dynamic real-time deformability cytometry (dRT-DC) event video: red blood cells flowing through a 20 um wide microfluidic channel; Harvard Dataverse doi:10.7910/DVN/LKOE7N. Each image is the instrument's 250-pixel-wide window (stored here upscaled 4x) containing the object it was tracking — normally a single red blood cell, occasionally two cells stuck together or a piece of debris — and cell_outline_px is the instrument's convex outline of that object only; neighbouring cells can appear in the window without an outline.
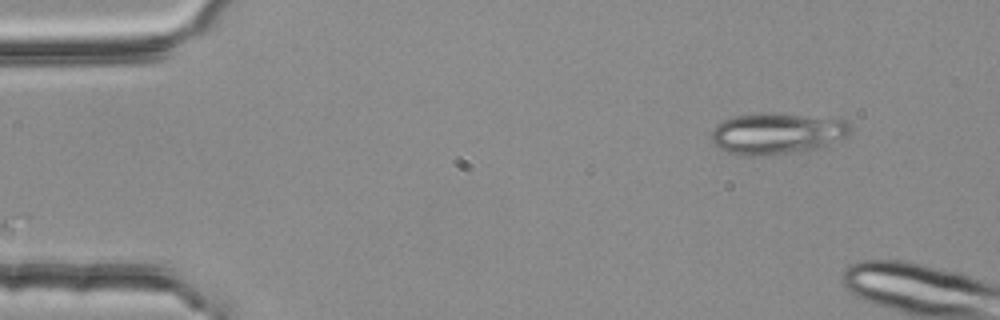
{"species": "common noctule bat (a hibernating species)", "species_latin": "Nyctalus noctula", "temperature_condition": "room temperature", "stored_images_in_passage": 5, "camera_frame_rate_fps": 3000, "um_per_image_px": 0.085, "animal": {"sex": "female", "body_mass_g": 25.1}, "frame": {"image": 1, "passage_image": 1, "time_ms": 0.0, "image_size_px": [1000, 320], "cell_outline_px": [[852, 132], [848, 136], [816, 148], [752, 156], [740, 156], [716, 148], [712, 144], [712, 132], [716, 124], [724, 120], [736, 116], [772, 112], [844, 120], [852, 128]], "centroid_in_image_um": [65.98, 11.34], "position_along_channel_um": 19.0, "area_um2": 32.95}}